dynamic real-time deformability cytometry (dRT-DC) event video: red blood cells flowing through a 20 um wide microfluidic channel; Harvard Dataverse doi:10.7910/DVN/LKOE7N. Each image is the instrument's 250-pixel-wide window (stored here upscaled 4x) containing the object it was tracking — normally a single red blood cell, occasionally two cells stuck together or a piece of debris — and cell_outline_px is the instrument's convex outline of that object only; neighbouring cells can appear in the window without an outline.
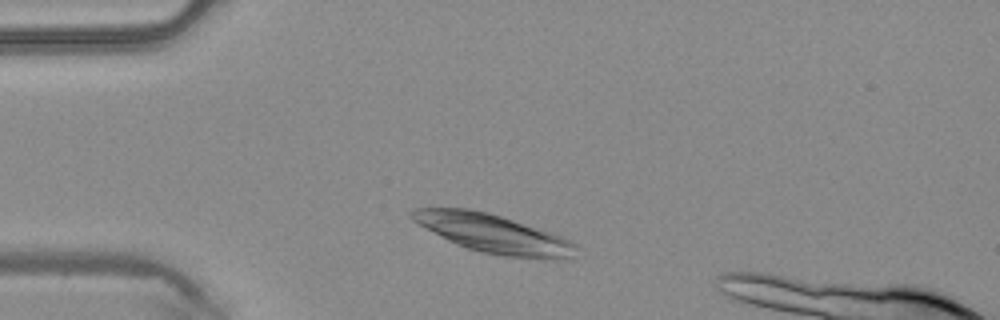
{"species": "common noctule bat (a hibernating species)", "species_latin": "Nyctalus noctula", "temperature_condition": "warm", "stored_images_in_passage": 7, "camera_frame_rate_fps": 3000, "um_per_image_px": 0.085, "animal": {"sex": "male", "body_mass_g": 20.4}, "frame": {"image": 1, "passage_image": 2, "time_ms": 0.333, "image_size_px": [1000, 320], "cell_outline_px": [[576, 248], [572, 256], [556, 260], [504, 256], [480, 252], [456, 244], [448, 240], [412, 220], [408, 216], [416, 208], [468, 208], [488, 212], [552, 232], [576, 244]], "centroid_in_image_um": [41.93, 19.85], "position_along_channel_um": 43.1, "area_um2": 36.53}}
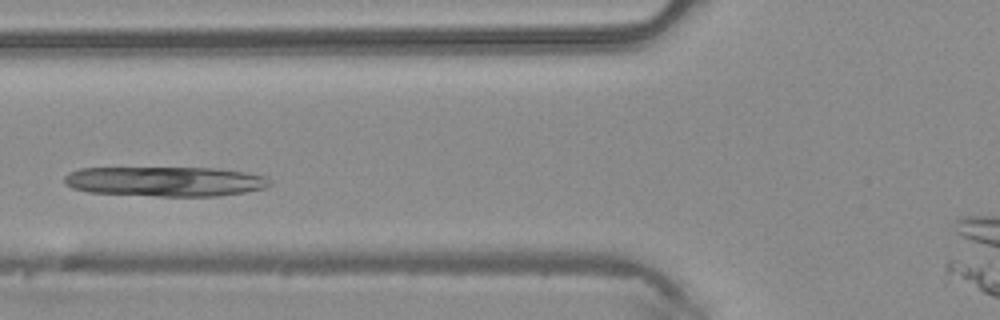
{"frame": {"image": 2, "passage_image": 4, "time_ms": 1.0, "image_size_px": [1000, 320], "cell_outline_px": [[272, 184], [264, 188], [244, 192], [216, 196], [156, 196], [88, 192], [72, 188], [64, 184], [64, 176], [68, 172], [80, 168], [220, 168], [244, 172], [264, 176]], "centroid_in_image_um": [14.0, 15.42], "position_along_channel_um": 111.8, "area_um2": 35.72}}
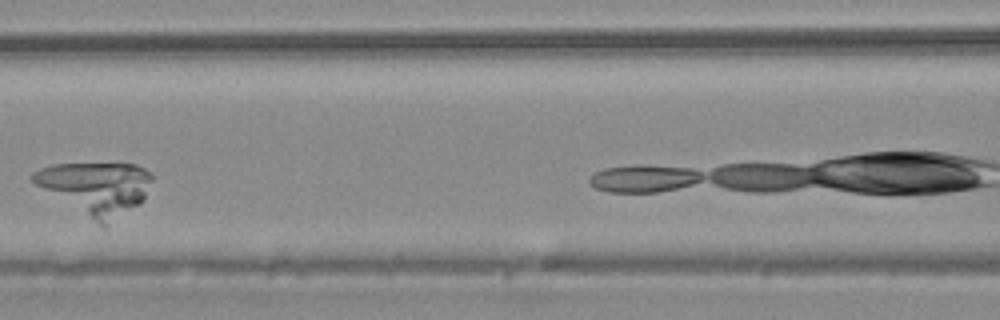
{"frame": {"image": 3, "passage_image": 6, "time_ms": 1.667, "image_size_px": [1000, 320], "cell_outline_px": [[152, 180], [144, 200], [140, 204], [104, 228], [36, 184], [28, 176], [32, 172], [40, 168], [52, 164], [136, 164], [144, 168], [152, 176]], "centroid_in_image_um": [8.18, 15.99], "position_along_channel_um": 158.4, "area_um2": 36.3}}